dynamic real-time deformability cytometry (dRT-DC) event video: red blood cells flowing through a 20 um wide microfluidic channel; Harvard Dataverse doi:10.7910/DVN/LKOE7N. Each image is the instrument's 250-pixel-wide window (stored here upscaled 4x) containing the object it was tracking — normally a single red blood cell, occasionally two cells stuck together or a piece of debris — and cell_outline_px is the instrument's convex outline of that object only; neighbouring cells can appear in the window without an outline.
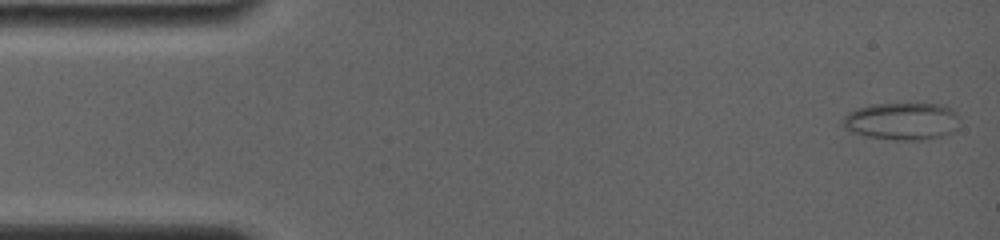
{"species": "common noctule bat (a hibernating species)", "species_latin": "Nyctalus noctula", "temperature_condition": "room temperature", "stored_images_in_passage": 14, "camera_frame_rate_fps": 4000, "um_per_image_px": 0.085, "animal": {"sex": "female", "body_mass_g": 19.0, "forearm_length_mm": 56.7}, "frame": {"image": 1, "passage_image": 1, "time_ms": 0.0, "image_size_px": [1000, 240], "cell_outline_px": [[960, 116], [956, 128], [940, 136], [928, 140], [892, 140], [868, 136], [852, 132], [844, 128], [840, 124], [844, 116], [848, 112], [856, 108], [868, 104], [944, 104], [952, 108]], "centroid_in_image_um": [76.64, 10.29], "position_along_channel_um": 8.4, "area_um2": 25.72}}
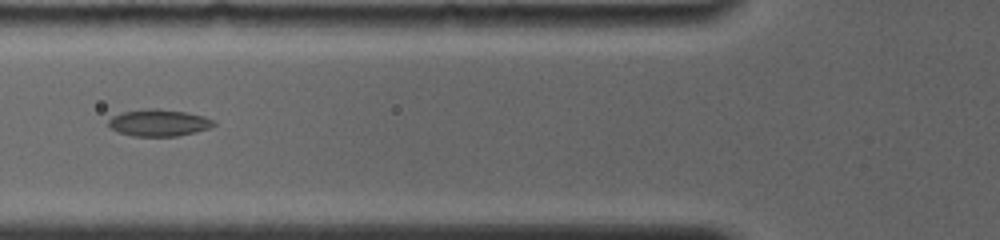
{"frame": {"image": 2, "passage_image": 8, "time_ms": 5.75, "image_size_px": [1000, 240], "cell_outline_px": [[216, 124], [208, 128], [196, 132], [176, 136], [132, 136], [116, 132], [108, 124], [108, 120], [112, 116], [124, 112], [148, 108], [160, 108], [184, 112], [204, 116], [216, 120]], "centroid_in_image_um": [13.5, 10.43], "position_along_channel_um": 112.3, "area_um2": 16.53}}
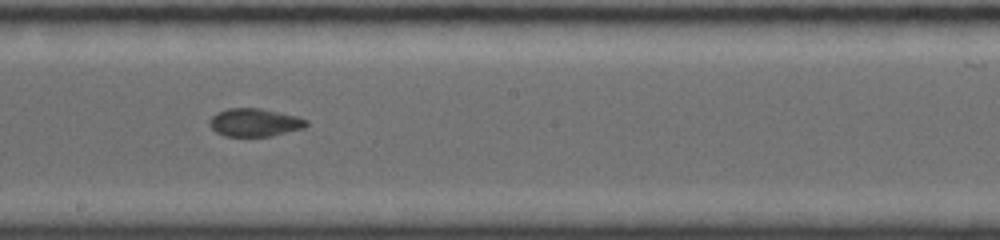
{"frame": {"image": 3, "passage_image": 13, "time_ms": 8.75, "image_size_px": [1000, 240], "cell_outline_px": [[308, 124], [304, 128], [272, 136], [224, 136], [216, 132], [208, 124], [208, 120], [216, 112], [228, 108], [260, 108], [296, 116], [308, 120]], "centroid_in_image_um": [21.62, 10.41], "position_along_channel_um": 226.6, "area_um2": 15.9}}